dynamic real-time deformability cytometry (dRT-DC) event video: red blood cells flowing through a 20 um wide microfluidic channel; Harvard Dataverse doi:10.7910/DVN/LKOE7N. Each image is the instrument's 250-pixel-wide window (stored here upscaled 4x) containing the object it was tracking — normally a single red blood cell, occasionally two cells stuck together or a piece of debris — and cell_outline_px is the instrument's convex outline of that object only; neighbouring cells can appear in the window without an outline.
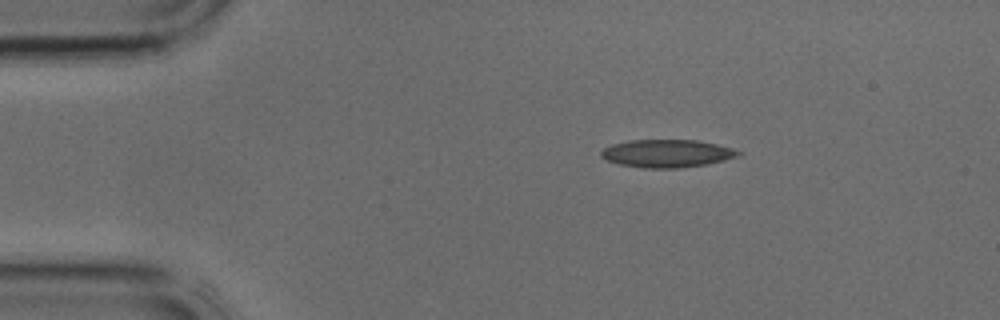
{"species": "common noctule bat (a hibernating species)", "species_latin": "Nyctalus noctula", "temperature_condition": "cold", "stored_images_in_passage": 2, "camera_frame_rate_fps": 3000, "um_per_image_px": 0.085, "animal": {"sex": "male", "body_mass_g": 17.9, "forearm_length_mm": 54.2}, "frame": {"image": 1, "passage_image": 1, "time_ms": 0.0, "image_size_px": [1000, 320], "cell_outline_px": [[744, 152], [736, 156], [724, 160], [708, 164], [680, 168], [644, 168], [620, 164], [608, 160], [600, 156], [600, 152], [604, 148], [612, 144], [632, 140], [696, 140], [716, 144], [732, 148]], "centroid_in_image_um": [56.7, 13.04], "position_along_channel_um": 28.3, "area_um2": 22.14}}